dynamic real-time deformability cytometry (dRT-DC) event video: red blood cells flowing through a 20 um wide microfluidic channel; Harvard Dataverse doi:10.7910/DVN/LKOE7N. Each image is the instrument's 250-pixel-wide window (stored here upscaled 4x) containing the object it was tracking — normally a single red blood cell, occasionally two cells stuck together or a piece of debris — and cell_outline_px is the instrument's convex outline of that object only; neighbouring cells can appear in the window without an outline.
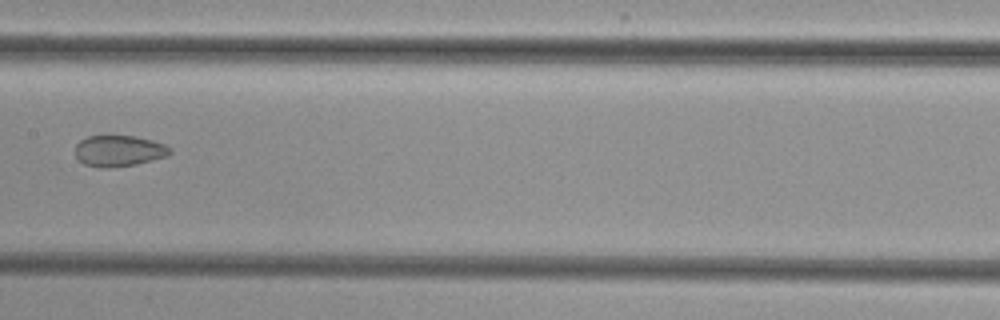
{"species": "common noctule bat (a hibernating species)", "species_latin": "Nyctalus noctula", "temperature_condition": "cold", "stored_images_in_passage": 6, "camera_frame_rate_fps": 3000, "um_per_image_px": 0.085, "animal": {"sex": "female", "body_mass_g": 29.2, "forearm_length_mm": 56.3}, "frame": {"image": 1, "passage_image": 5, "time_ms": 5.667, "image_size_px": [1000, 320], "cell_outline_px": [[172, 152], [164, 156], [152, 160], [136, 164], [108, 168], [100, 168], [84, 164], [76, 156], [76, 144], [80, 140], [88, 136], [108, 132], [136, 136], [152, 140], [164, 144]], "centroid_in_image_um": [10.04, 12.77], "position_along_channel_um": 197.4, "area_um2": 17.69}}
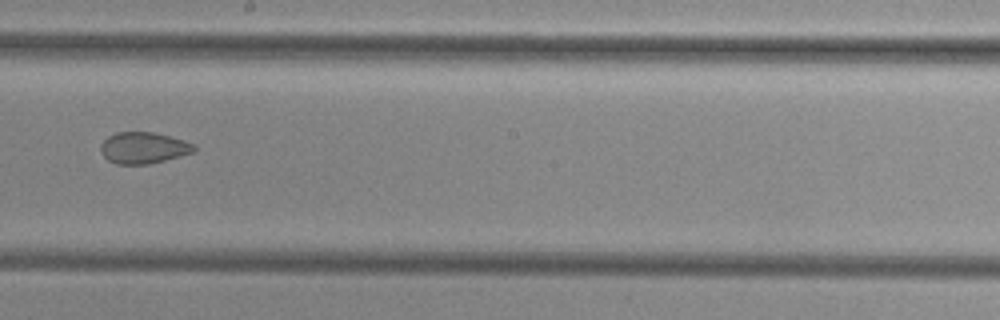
{"frame": {"image": 2, "passage_image": 6, "time_ms": 6.667, "image_size_px": [1000, 320], "cell_outline_px": [[196, 148], [192, 152], [180, 156], [148, 164], [116, 164], [108, 160], [100, 152], [100, 144], [108, 136], [116, 132], [152, 132], [184, 140], [196, 144]], "centroid_in_image_um": [12.17, 12.56], "position_along_channel_um": 236.0, "area_um2": 17.05}}